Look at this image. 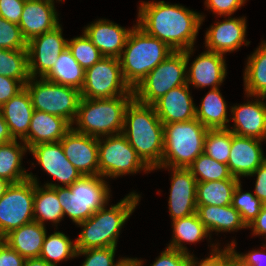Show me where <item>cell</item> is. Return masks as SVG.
Segmentation results:
<instances>
[{"label": "cell", "instance_id": "1", "mask_svg": "<svg viewBox=\"0 0 266 266\" xmlns=\"http://www.w3.org/2000/svg\"><path fill=\"white\" fill-rule=\"evenodd\" d=\"M203 19L199 13L181 5H170L165 1L143 2L137 25L173 51H184L194 47Z\"/></svg>", "mask_w": 266, "mask_h": 266}, {"label": "cell", "instance_id": "2", "mask_svg": "<svg viewBox=\"0 0 266 266\" xmlns=\"http://www.w3.org/2000/svg\"><path fill=\"white\" fill-rule=\"evenodd\" d=\"M122 134L151 170L161 165L164 128L153 105L140 103L133 98L125 109Z\"/></svg>", "mask_w": 266, "mask_h": 266}, {"label": "cell", "instance_id": "3", "mask_svg": "<svg viewBox=\"0 0 266 266\" xmlns=\"http://www.w3.org/2000/svg\"><path fill=\"white\" fill-rule=\"evenodd\" d=\"M139 198L138 194L132 192L116 205H111L109 209L104 206L79 223L83 231L75 241L77 251L116 247L119 232L136 208Z\"/></svg>", "mask_w": 266, "mask_h": 266}, {"label": "cell", "instance_id": "4", "mask_svg": "<svg viewBox=\"0 0 266 266\" xmlns=\"http://www.w3.org/2000/svg\"><path fill=\"white\" fill-rule=\"evenodd\" d=\"M119 57L122 75L133 90L173 50L163 41L147 34L138 25L131 30Z\"/></svg>", "mask_w": 266, "mask_h": 266}, {"label": "cell", "instance_id": "5", "mask_svg": "<svg viewBox=\"0 0 266 266\" xmlns=\"http://www.w3.org/2000/svg\"><path fill=\"white\" fill-rule=\"evenodd\" d=\"M133 98L134 95H123L109 99L81 97L74 120L78 127H72V129L95 138L121 134L124 128L125 109Z\"/></svg>", "mask_w": 266, "mask_h": 266}, {"label": "cell", "instance_id": "6", "mask_svg": "<svg viewBox=\"0 0 266 266\" xmlns=\"http://www.w3.org/2000/svg\"><path fill=\"white\" fill-rule=\"evenodd\" d=\"M101 177L82 175L68 187L53 183H46V186L56 187L64 216L67 214L74 223L79 224L104 207L110 198L108 185Z\"/></svg>", "mask_w": 266, "mask_h": 266}, {"label": "cell", "instance_id": "7", "mask_svg": "<svg viewBox=\"0 0 266 266\" xmlns=\"http://www.w3.org/2000/svg\"><path fill=\"white\" fill-rule=\"evenodd\" d=\"M164 152L157 168H188L204 151L208 129L196 118L179 123L163 124Z\"/></svg>", "mask_w": 266, "mask_h": 266}, {"label": "cell", "instance_id": "8", "mask_svg": "<svg viewBox=\"0 0 266 266\" xmlns=\"http://www.w3.org/2000/svg\"><path fill=\"white\" fill-rule=\"evenodd\" d=\"M193 48L173 51L133 89L134 98L153 105L171 89L187 84L186 69Z\"/></svg>", "mask_w": 266, "mask_h": 266}, {"label": "cell", "instance_id": "9", "mask_svg": "<svg viewBox=\"0 0 266 266\" xmlns=\"http://www.w3.org/2000/svg\"><path fill=\"white\" fill-rule=\"evenodd\" d=\"M30 77L24 85L30 95L34 110L66 119L71 125L77 115L80 91L76 88L50 82L43 77L39 81Z\"/></svg>", "mask_w": 266, "mask_h": 266}, {"label": "cell", "instance_id": "10", "mask_svg": "<svg viewBox=\"0 0 266 266\" xmlns=\"http://www.w3.org/2000/svg\"><path fill=\"white\" fill-rule=\"evenodd\" d=\"M80 94L82 98L87 99H109L134 95V92L123 78L119 58L103 56L85 70V80Z\"/></svg>", "mask_w": 266, "mask_h": 266}, {"label": "cell", "instance_id": "11", "mask_svg": "<svg viewBox=\"0 0 266 266\" xmlns=\"http://www.w3.org/2000/svg\"><path fill=\"white\" fill-rule=\"evenodd\" d=\"M98 153L99 175L102 177L115 178L120 175L136 173L141 169L152 171L122 133L106 136L105 141L98 138Z\"/></svg>", "mask_w": 266, "mask_h": 266}, {"label": "cell", "instance_id": "12", "mask_svg": "<svg viewBox=\"0 0 266 266\" xmlns=\"http://www.w3.org/2000/svg\"><path fill=\"white\" fill-rule=\"evenodd\" d=\"M35 182L11 183L0 198V239L33 220Z\"/></svg>", "mask_w": 266, "mask_h": 266}, {"label": "cell", "instance_id": "13", "mask_svg": "<svg viewBox=\"0 0 266 266\" xmlns=\"http://www.w3.org/2000/svg\"><path fill=\"white\" fill-rule=\"evenodd\" d=\"M67 43L62 37L60 24L27 42L29 76L36 78L40 74V77H44L67 48Z\"/></svg>", "mask_w": 266, "mask_h": 266}, {"label": "cell", "instance_id": "14", "mask_svg": "<svg viewBox=\"0 0 266 266\" xmlns=\"http://www.w3.org/2000/svg\"><path fill=\"white\" fill-rule=\"evenodd\" d=\"M60 143L66 158L81 175H99L98 138L71 129Z\"/></svg>", "mask_w": 266, "mask_h": 266}, {"label": "cell", "instance_id": "15", "mask_svg": "<svg viewBox=\"0 0 266 266\" xmlns=\"http://www.w3.org/2000/svg\"><path fill=\"white\" fill-rule=\"evenodd\" d=\"M169 212L172 221L196 213L197 181L187 168H171Z\"/></svg>", "mask_w": 266, "mask_h": 266}, {"label": "cell", "instance_id": "16", "mask_svg": "<svg viewBox=\"0 0 266 266\" xmlns=\"http://www.w3.org/2000/svg\"><path fill=\"white\" fill-rule=\"evenodd\" d=\"M29 151L42 169L62 182L64 187L72 185L82 176L66 158L60 142L39 143Z\"/></svg>", "mask_w": 266, "mask_h": 266}, {"label": "cell", "instance_id": "17", "mask_svg": "<svg viewBox=\"0 0 266 266\" xmlns=\"http://www.w3.org/2000/svg\"><path fill=\"white\" fill-rule=\"evenodd\" d=\"M54 0H26L19 21L24 39L29 42L59 25Z\"/></svg>", "mask_w": 266, "mask_h": 266}, {"label": "cell", "instance_id": "18", "mask_svg": "<svg viewBox=\"0 0 266 266\" xmlns=\"http://www.w3.org/2000/svg\"><path fill=\"white\" fill-rule=\"evenodd\" d=\"M262 140L232 133L228 168L233 177L250 176L265 160Z\"/></svg>", "mask_w": 266, "mask_h": 266}, {"label": "cell", "instance_id": "19", "mask_svg": "<svg viewBox=\"0 0 266 266\" xmlns=\"http://www.w3.org/2000/svg\"><path fill=\"white\" fill-rule=\"evenodd\" d=\"M195 106L189 93L188 84L171 89L153 104L156 114L163 124L195 119L197 108Z\"/></svg>", "mask_w": 266, "mask_h": 266}, {"label": "cell", "instance_id": "20", "mask_svg": "<svg viewBox=\"0 0 266 266\" xmlns=\"http://www.w3.org/2000/svg\"><path fill=\"white\" fill-rule=\"evenodd\" d=\"M246 19L231 18L218 22L206 32L205 45L207 51L225 54L240 48L245 43ZM243 43V44H242Z\"/></svg>", "mask_w": 266, "mask_h": 266}, {"label": "cell", "instance_id": "21", "mask_svg": "<svg viewBox=\"0 0 266 266\" xmlns=\"http://www.w3.org/2000/svg\"><path fill=\"white\" fill-rule=\"evenodd\" d=\"M131 29H125L110 21L99 20L85 27V35L105 57L119 58Z\"/></svg>", "mask_w": 266, "mask_h": 266}, {"label": "cell", "instance_id": "22", "mask_svg": "<svg viewBox=\"0 0 266 266\" xmlns=\"http://www.w3.org/2000/svg\"><path fill=\"white\" fill-rule=\"evenodd\" d=\"M235 125L229 129L238 136L266 139V104L256 99L255 102H248L231 108Z\"/></svg>", "mask_w": 266, "mask_h": 266}, {"label": "cell", "instance_id": "23", "mask_svg": "<svg viewBox=\"0 0 266 266\" xmlns=\"http://www.w3.org/2000/svg\"><path fill=\"white\" fill-rule=\"evenodd\" d=\"M71 129L66 119L34 110L28 134L22 141L29 150L39 143L60 142Z\"/></svg>", "mask_w": 266, "mask_h": 266}, {"label": "cell", "instance_id": "24", "mask_svg": "<svg viewBox=\"0 0 266 266\" xmlns=\"http://www.w3.org/2000/svg\"><path fill=\"white\" fill-rule=\"evenodd\" d=\"M223 55L207 50L199 55L186 72L187 84L191 83L198 88L205 86H212L211 89L218 88L227 75Z\"/></svg>", "mask_w": 266, "mask_h": 266}, {"label": "cell", "instance_id": "25", "mask_svg": "<svg viewBox=\"0 0 266 266\" xmlns=\"http://www.w3.org/2000/svg\"><path fill=\"white\" fill-rule=\"evenodd\" d=\"M0 111L6 121L10 133L14 139L23 140L30 127L34 112L31 98L24 87L19 93L0 107Z\"/></svg>", "mask_w": 266, "mask_h": 266}, {"label": "cell", "instance_id": "26", "mask_svg": "<svg viewBox=\"0 0 266 266\" xmlns=\"http://www.w3.org/2000/svg\"><path fill=\"white\" fill-rule=\"evenodd\" d=\"M46 233L44 225L32 221L12 230L1 240L24 258H34L41 254Z\"/></svg>", "mask_w": 266, "mask_h": 266}, {"label": "cell", "instance_id": "27", "mask_svg": "<svg viewBox=\"0 0 266 266\" xmlns=\"http://www.w3.org/2000/svg\"><path fill=\"white\" fill-rule=\"evenodd\" d=\"M196 213L208 233L247 228L240 213L232 205H197Z\"/></svg>", "mask_w": 266, "mask_h": 266}, {"label": "cell", "instance_id": "28", "mask_svg": "<svg viewBox=\"0 0 266 266\" xmlns=\"http://www.w3.org/2000/svg\"><path fill=\"white\" fill-rule=\"evenodd\" d=\"M28 179L35 182L33 220L41 225H44L46 220L59 223L64 212L57 198L56 187L44 185L45 188H41L32 173H29Z\"/></svg>", "mask_w": 266, "mask_h": 266}, {"label": "cell", "instance_id": "29", "mask_svg": "<svg viewBox=\"0 0 266 266\" xmlns=\"http://www.w3.org/2000/svg\"><path fill=\"white\" fill-rule=\"evenodd\" d=\"M43 78L56 84L76 88L80 91L85 80V70L74 59L67 47L60 54L52 69Z\"/></svg>", "mask_w": 266, "mask_h": 266}, {"label": "cell", "instance_id": "30", "mask_svg": "<svg viewBox=\"0 0 266 266\" xmlns=\"http://www.w3.org/2000/svg\"><path fill=\"white\" fill-rule=\"evenodd\" d=\"M196 119L207 129H228L227 104L219 88L211 89L196 108Z\"/></svg>", "mask_w": 266, "mask_h": 266}, {"label": "cell", "instance_id": "31", "mask_svg": "<svg viewBox=\"0 0 266 266\" xmlns=\"http://www.w3.org/2000/svg\"><path fill=\"white\" fill-rule=\"evenodd\" d=\"M246 95L266 98V43L249 56L244 73Z\"/></svg>", "mask_w": 266, "mask_h": 266}, {"label": "cell", "instance_id": "32", "mask_svg": "<svg viewBox=\"0 0 266 266\" xmlns=\"http://www.w3.org/2000/svg\"><path fill=\"white\" fill-rule=\"evenodd\" d=\"M27 149V145L23 143L21 146L17 139L0 144V177L11 183L28 179L29 174L21 167V160Z\"/></svg>", "mask_w": 266, "mask_h": 266}, {"label": "cell", "instance_id": "33", "mask_svg": "<svg viewBox=\"0 0 266 266\" xmlns=\"http://www.w3.org/2000/svg\"><path fill=\"white\" fill-rule=\"evenodd\" d=\"M239 181V179H225L197 182V205H231L232 195Z\"/></svg>", "mask_w": 266, "mask_h": 266}, {"label": "cell", "instance_id": "34", "mask_svg": "<svg viewBox=\"0 0 266 266\" xmlns=\"http://www.w3.org/2000/svg\"><path fill=\"white\" fill-rule=\"evenodd\" d=\"M173 239L167 248L175 249L189 254L182 242H198L207 237L208 231L197 216L193 213L187 217H183L173 221Z\"/></svg>", "mask_w": 266, "mask_h": 266}, {"label": "cell", "instance_id": "35", "mask_svg": "<svg viewBox=\"0 0 266 266\" xmlns=\"http://www.w3.org/2000/svg\"><path fill=\"white\" fill-rule=\"evenodd\" d=\"M76 242H73L62 232H54L43 241L40 258L47 263L57 266L56 264L64 259L76 257Z\"/></svg>", "mask_w": 266, "mask_h": 266}, {"label": "cell", "instance_id": "36", "mask_svg": "<svg viewBox=\"0 0 266 266\" xmlns=\"http://www.w3.org/2000/svg\"><path fill=\"white\" fill-rule=\"evenodd\" d=\"M0 75L19 80L23 85L29 81L28 50L0 49Z\"/></svg>", "mask_w": 266, "mask_h": 266}, {"label": "cell", "instance_id": "37", "mask_svg": "<svg viewBox=\"0 0 266 266\" xmlns=\"http://www.w3.org/2000/svg\"><path fill=\"white\" fill-rule=\"evenodd\" d=\"M187 169L195 177L197 182L238 179L232 176L227 164L210 158L204 152L200 154Z\"/></svg>", "mask_w": 266, "mask_h": 266}, {"label": "cell", "instance_id": "38", "mask_svg": "<svg viewBox=\"0 0 266 266\" xmlns=\"http://www.w3.org/2000/svg\"><path fill=\"white\" fill-rule=\"evenodd\" d=\"M232 132L228 129H208L204 140V153L227 164L230 157Z\"/></svg>", "mask_w": 266, "mask_h": 266}, {"label": "cell", "instance_id": "39", "mask_svg": "<svg viewBox=\"0 0 266 266\" xmlns=\"http://www.w3.org/2000/svg\"><path fill=\"white\" fill-rule=\"evenodd\" d=\"M67 47L84 70L92 67L103 57L84 32L82 36L68 41Z\"/></svg>", "mask_w": 266, "mask_h": 266}, {"label": "cell", "instance_id": "40", "mask_svg": "<svg viewBox=\"0 0 266 266\" xmlns=\"http://www.w3.org/2000/svg\"><path fill=\"white\" fill-rule=\"evenodd\" d=\"M231 205L240 213L245 225L249 226L260 213L263 203L254 194L243 193L239 181L234 189Z\"/></svg>", "mask_w": 266, "mask_h": 266}, {"label": "cell", "instance_id": "41", "mask_svg": "<svg viewBox=\"0 0 266 266\" xmlns=\"http://www.w3.org/2000/svg\"><path fill=\"white\" fill-rule=\"evenodd\" d=\"M0 49L19 50L27 49V41L24 39L18 24L7 21L0 16Z\"/></svg>", "mask_w": 266, "mask_h": 266}, {"label": "cell", "instance_id": "42", "mask_svg": "<svg viewBox=\"0 0 266 266\" xmlns=\"http://www.w3.org/2000/svg\"><path fill=\"white\" fill-rule=\"evenodd\" d=\"M116 247L95 248L77 251L78 255H85L86 259L82 266H123L129 258L120 259L114 263Z\"/></svg>", "mask_w": 266, "mask_h": 266}, {"label": "cell", "instance_id": "43", "mask_svg": "<svg viewBox=\"0 0 266 266\" xmlns=\"http://www.w3.org/2000/svg\"><path fill=\"white\" fill-rule=\"evenodd\" d=\"M152 266H190V254L166 248Z\"/></svg>", "mask_w": 266, "mask_h": 266}, {"label": "cell", "instance_id": "44", "mask_svg": "<svg viewBox=\"0 0 266 266\" xmlns=\"http://www.w3.org/2000/svg\"><path fill=\"white\" fill-rule=\"evenodd\" d=\"M26 0H0V16L9 22L19 24Z\"/></svg>", "mask_w": 266, "mask_h": 266}, {"label": "cell", "instance_id": "45", "mask_svg": "<svg viewBox=\"0 0 266 266\" xmlns=\"http://www.w3.org/2000/svg\"><path fill=\"white\" fill-rule=\"evenodd\" d=\"M212 252L209 257L200 262L195 261L193 255L190 254V266H222L233 255L231 246L225 247L222 251L215 246Z\"/></svg>", "mask_w": 266, "mask_h": 266}, {"label": "cell", "instance_id": "46", "mask_svg": "<svg viewBox=\"0 0 266 266\" xmlns=\"http://www.w3.org/2000/svg\"><path fill=\"white\" fill-rule=\"evenodd\" d=\"M23 88L24 85L19 80L0 75V107Z\"/></svg>", "mask_w": 266, "mask_h": 266}, {"label": "cell", "instance_id": "47", "mask_svg": "<svg viewBox=\"0 0 266 266\" xmlns=\"http://www.w3.org/2000/svg\"><path fill=\"white\" fill-rule=\"evenodd\" d=\"M244 0H206V7L211 9L213 13H217L219 16L227 15L231 16L237 9L243 4Z\"/></svg>", "mask_w": 266, "mask_h": 266}, {"label": "cell", "instance_id": "48", "mask_svg": "<svg viewBox=\"0 0 266 266\" xmlns=\"http://www.w3.org/2000/svg\"><path fill=\"white\" fill-rule=\"evenodd\" d=\"M25 258L0 239V266H23Z\"/></svg>", "mask_w": 266, "mask_h": 266}, {"label": "cell", "instance_id": "49", "mask_svg": "<svg viewBox=\"0 0 266 266\" xmlns=\"http://www.w3.org/2000/svg\"><path fill=\"white\" fill-rule=\"evenodd\" d=\"M232 248V252L235 255V257L244 265V266H264V263H266V253L262 251H251L248 254H239L235 251V243L234 241L231 242L229 245Z\"/></svg>", "mask_w": 266, "mask_h": 266}, {"label": "cell", "instance_id": "50", "mask_svg": "<svg viewBox=\"0 0 266 266\" xmlns=\"http://www.w3.org/2000/svg\"><path fill=\"white\" fill-rule=\"evenodd\" d=\"M254 174H257L254 194L263 204H266V160L250 176Z\"/></svg>", "mask_w": 266, "mask_h": 266}, {"label": "cell", "instance_id": "51", "mask_svg": "<svg viewBox=\"0 0 266 266\" xmlns=\"http://www.w3.org/2000/svg\"><path fill=\"white\" fill-rule=\"evenodd\" d=\"M247 228H252L253 235H266V204H263L260 213Z\"/></svg>", "mask_w": 266, "mask_h": 266}, {"label": "cell", "instance_id": "52", "mask_svg": "<svg viewBox=\"0 0 266 266\" xmlns=\"http://www.w3.org/2000/svg\"><path fill=\"white\" fill-rule=\"evenodd\" d=\"M12 140H14V138L12 137L9 127L0 111V144H4Z\"/></svg>", "mask_w": 266, "mask_h": 266}, {"label": "cell", "instance_id": "53", "mask_svg": "<svg viewBox=\"0 0 266 266\" xmlns=\"http://www.w3.org/2000/svg\"><path fill=\"white\" fill-rule=\"evenodd\" d=\"M23 266H53L40 257L25 258Z\"/></svg>", "mask_w": 266, "mask_h": 266}, {"label": "cell", "instance_id": "54", "mask_svg": "<svg viewBox=\"0 0 266 266\" xmlns=\"http://www.w3.org/2000/svg\"><path fill=\"white\" fill-rule=\"evenodd\" d=\"M11 185V182L8 180L0 177V198L4 195L6 192L7 188Z\"/></svg>", "mask_w": 266, "mask_h": 266}, {"label": "cell", "instance_id": "55", "mask_svg": "<svg viewBox=\"0 0 266 266\" xmlns=\"http://www.w3.org/2000/svg\"><path fill=\"white\" fill-rule=\"evenodd\" d=\"M222 266H244L233 254Z\"/></svg>", "mask_w": 266, "mask_h": 266}, {"label": "cell", "instance_id": "56", "mask_svg": "<svg viewBox=\"0 0 266 266\" xmlns=\"http://www.w3.org/2000/svg\"><path fill=\"white\" fill-rule=\"evenodd\" d=\"M143 261L136 259L129 258L123 266H142Z\"/></svg>", "mask_w": 266, "mask_h": 266}]
</instances>
